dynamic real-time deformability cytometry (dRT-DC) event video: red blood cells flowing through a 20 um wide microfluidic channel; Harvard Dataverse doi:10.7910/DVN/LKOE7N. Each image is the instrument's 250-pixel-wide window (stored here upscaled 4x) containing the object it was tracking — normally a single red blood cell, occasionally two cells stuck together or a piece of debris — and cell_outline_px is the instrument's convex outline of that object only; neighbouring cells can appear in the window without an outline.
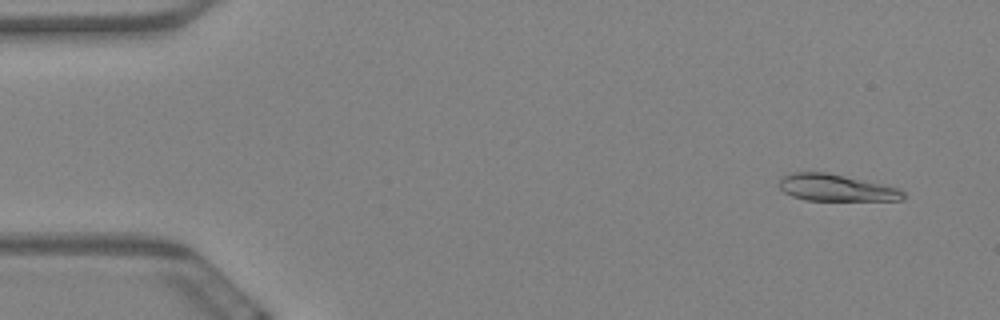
{"species": "Egyptian fruit bat (a non-hibernating species)", "species_latin": "Rousettus aegyptiacus", "temperature_condition": "warm", "stored_images_in_passage": 59, "camera_frame_rate_fps": 3000, "um_per_image_px": 0.085, "animal": {"sex": "female"}, "frame": {"image": 1, "passage_image": 4, "time_ms": 1.0, "image_size_px": [1000, 320], "cell_outline_px": [[904, 200], [804, 200], [792, 196], [784, 192], [780, 188], [780, 180], [784, 176], [792, 172], [824, 172], [880, 184], [896, 188], [904, 192]], "centroid_in_image_um": [71.02, 15.97], "position_along_channel_um": 14.0, "area_um2": 18.9}}
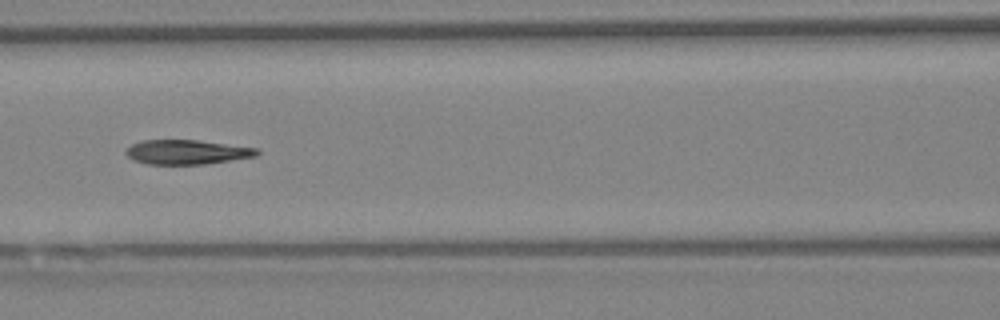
{"frame": {"image": 2, "passage_image": 26, "time_ms": 8.333, "image_size_px": [1000, 320], "cell_outline_px": [[260, 152], [256, 156], [204, 164], [148, 164], [136, 160], [128, 156], [124, 152], [132, 144], [140, 140], [196, 140], [260, 148]], "centroid_in_image_um": [15.91, 12.92], "position_along_channel_um": 150.7, "area_um2": 18.55}}
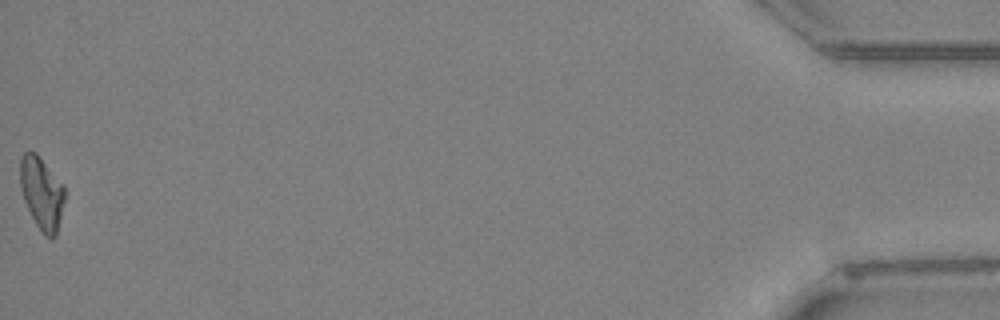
{"frame": {"image": 3, "passage_image": 59, "time_ms": 19.333, "image_size_px": [1000, 320], "cell_outline_px": [[64, 200], [56, 236], [52, 240], [44, 236], [36, 224], [24, 200], [20, 188], [20, 156], [24, 152], [36, 152], [64, 184]], "centroid_in_image_um": [3.54, 16.41], "position_along_channel_um": 431.7, "area_um2": 18.9}, "authors_computed_cell_mechanics": {"area_um2": 19.5942, "velocity_mm_per_s": 3.4713, "shape_relaxation_time_tau1_ms": 7.8365, "shape_relaxation_time_tau2_ms": 3.1022, "deformation_change_tau1": 0.2161, "deformation_change_tau2": 0.0874}}